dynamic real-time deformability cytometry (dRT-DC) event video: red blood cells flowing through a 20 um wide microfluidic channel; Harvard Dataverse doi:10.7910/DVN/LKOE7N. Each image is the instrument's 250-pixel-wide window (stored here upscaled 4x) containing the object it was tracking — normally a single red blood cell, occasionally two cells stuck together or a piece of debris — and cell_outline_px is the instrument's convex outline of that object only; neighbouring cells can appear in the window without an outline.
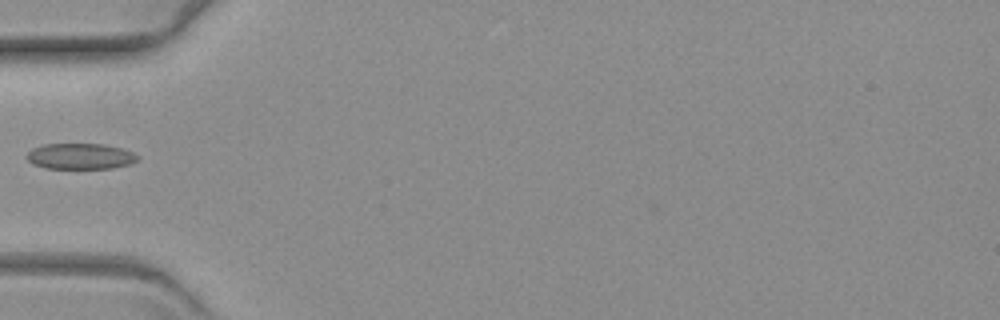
{"species": "common noctule bat (a hibernating species)", "species_latin": "Nyctalus noctula", "temperature_condition": "warm", "stored_images_in_passage": 17, "camera_frame_rate_fps": 3000, "um_per_image_px": 0.085, "animal": {"sex": "female", "body_mass_g": 19.3, "forearm_length_mm": 54.1}, "frame": {"image": 1, "passage_image": 1, "time_ms": 0.0, "image_size_px": [1000, 320], "cell_outline_px": [[140, 156], [136, 160], [128, 164], [112, 168], [44, 168], [32, 164], [24, 156], [32, 148], [44, 144], [104, 144], [124, 148]], "centroid_in_image_um": [6.8, 13.27], "position_along_channel_um": 78.2, "area_um2": 16.76}}
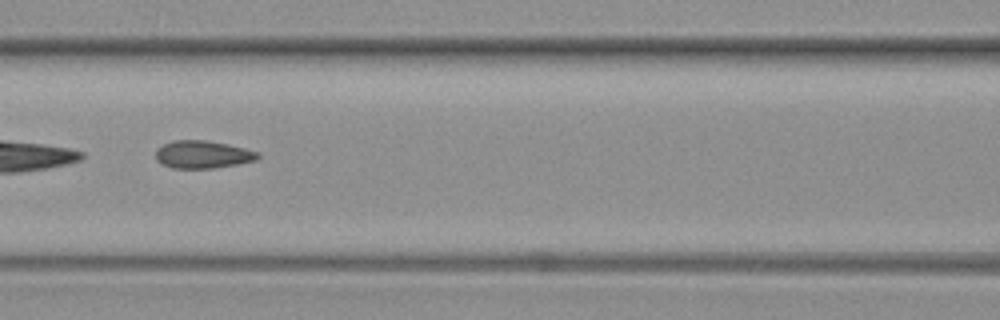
{"frame": {"image": 2, "passage_image": 7, "time_ms": 2.0, "image_size_px": [1000, 320], "cell_outline_px": [[260, 156], [256, 160], [236, 164], [212, 168], [172, 168], [160, 164], [156, 160], [156, 148], [172, 140], [204, 140], [228, 144], [244, 148], [256, 152]], "centroid_in_image_um": [17.17, 13.13], "position_along_channel_um": 149.4, "area_um2": 16.42}}